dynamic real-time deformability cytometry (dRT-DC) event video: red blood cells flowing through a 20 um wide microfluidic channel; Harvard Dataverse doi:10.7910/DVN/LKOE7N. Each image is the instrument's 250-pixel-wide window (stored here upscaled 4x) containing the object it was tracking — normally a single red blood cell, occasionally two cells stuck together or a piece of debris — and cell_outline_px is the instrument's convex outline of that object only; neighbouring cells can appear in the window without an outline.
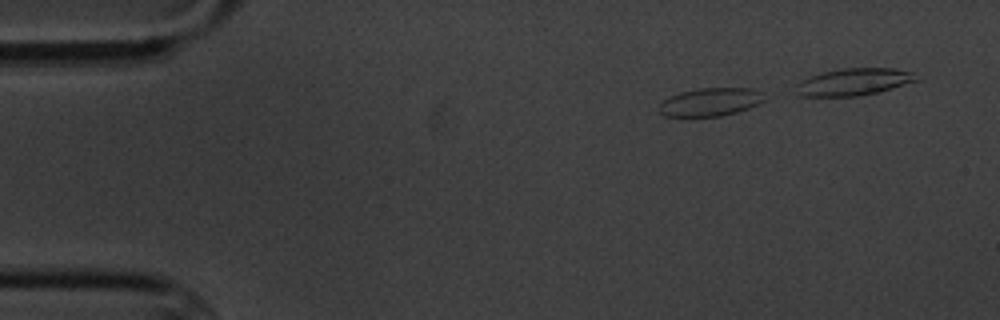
{"species": "common noctule bat (a hibernating species)", "species_latin": "Nyctalus noctula", "temperature_condition": "cold", "stored_images_in_passage": 4, "camera_frame_rate_fps": 3000, "um_per_image_px": 0.085, "animal": {"sex": "male", "body_mass_g": 20.1, "forearm_length_mm": 53.5}, "frame": {"image": 1, "passage_image": 1, "time_ms": 0.0, "image_size_px": [1000, 320], "cell_outline_px": [[764, 100], [748, 108], [736, 112], [720, 116], [664, 116], [660, 112], [660, 104], [664, 100], [680, 92], [700, 88], [752, 88], [764, 92]], "centroid_in_image_um": [60.41, 8.66], "position_along_channel_um": 24.6, "area_um2": 17.05}}